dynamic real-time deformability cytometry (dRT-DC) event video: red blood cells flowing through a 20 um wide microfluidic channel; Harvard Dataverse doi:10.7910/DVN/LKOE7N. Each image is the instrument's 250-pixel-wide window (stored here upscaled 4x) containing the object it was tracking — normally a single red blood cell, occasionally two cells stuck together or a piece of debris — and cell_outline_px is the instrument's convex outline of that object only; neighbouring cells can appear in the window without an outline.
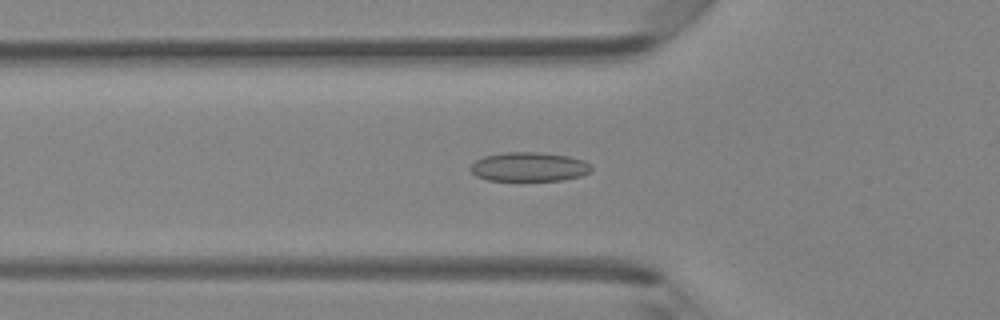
{"species": "Egyptian fruit bat (a non-hibernating species)", "species_latin": "Rousettus aegyptiacus", "temperature_condition": "room temperature", "stored_images_in_passage": 42, "camera_frame_rate_fps": 3000, "um_per_image_px": 0.085, "animal": {"sex": "female"}, "frame": {"image": 1, "passage_image": 15, "time_ms": 4.667, "image_size_px": [1000, 320], "cell_outline_px": [[592, 172], [580, 176], [564, 180], [488, 180], [476, 176], [468, 168], [476, 160], [484, 156], [504, 152], [540, 152], [568, 156], [584, 160], [592, 168]], "centroid_in_image_um": [44.97, 14.17], "position_along_channel_um": 80.8, "area_um2": 20.58}}
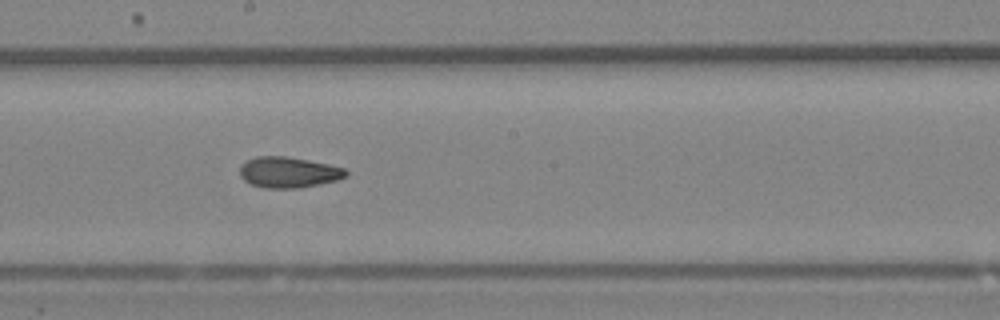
{"frame": {"image": 2, "passage_image": 25, "time_ms": 8.0, "image_size_px": [1000, 320], "cell_outline_px": [[348, 176], [336, 180], [320, 184], [296, 188], [264, 188], [252, 184], [244, 180], [240, 176], [240, 164], [256, 156], [284, 156], [308, 160], [328, 164], [344, 168], [348, 172]], "centroid_in_image_um": [24.52, 14.64], "position_along_channel_um": 223.7, "area_um2": 19.02}}
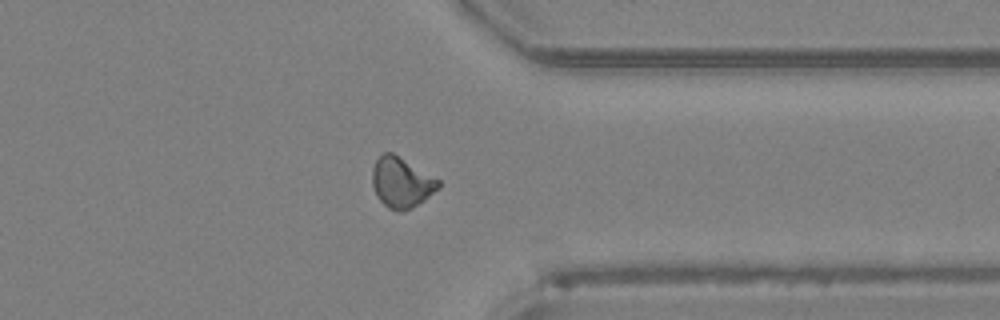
{"frame": {"image": 3, "passage_image": 36, "time_ms": 11.667, "image_size_px": [1000, 320], "cell_outline_px": [[440, 188], [424, 200], [412, 208], [400, 212], [388, 208], [376, 196], [372, 184], [372, 168], [376, 160], [384, 152], [392, 152], [440, 180]], "centroid_in_image_um": [34.11, 15.52], "position_along_channel_um": 377.3, "area_um2": 19.42}}